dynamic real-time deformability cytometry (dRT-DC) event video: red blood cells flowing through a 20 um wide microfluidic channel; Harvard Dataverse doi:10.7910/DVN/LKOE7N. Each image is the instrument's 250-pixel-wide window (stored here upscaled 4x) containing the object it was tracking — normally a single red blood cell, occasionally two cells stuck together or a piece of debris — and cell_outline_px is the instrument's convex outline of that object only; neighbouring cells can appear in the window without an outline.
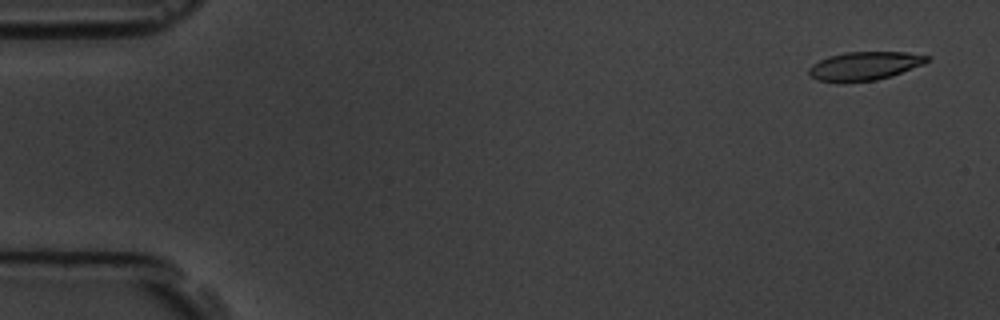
{"species": "common noctule bat (a hibernating species)", "species_latin": "Nyctalus noctula", "temperature_condition": "room temperature", "stored_images_in_passage": 5, "camera_frame_rate_fps": 3000, "um_per_image_px": 0.085, "animal": {"sex": "male", "body_mass_g": 19.5, "forearm_length_mm": 54.6}, "frame": {"image": 1, "passage_image": 1, "time_ms": 0.0, "image_size_px": [1000, 320], "cell_outline_px": [[932, 56], [924, 64], [892, 76], [876, 80], [840, 84], [816, 80], [808, 76], [808, 68], [812, 64], [828, 56], [844, 52], [904, 52]], "centroid_in_image_um": [73.43, 5.63], "position_along_channel_um": 11.6, "area_um2": 20.17}}
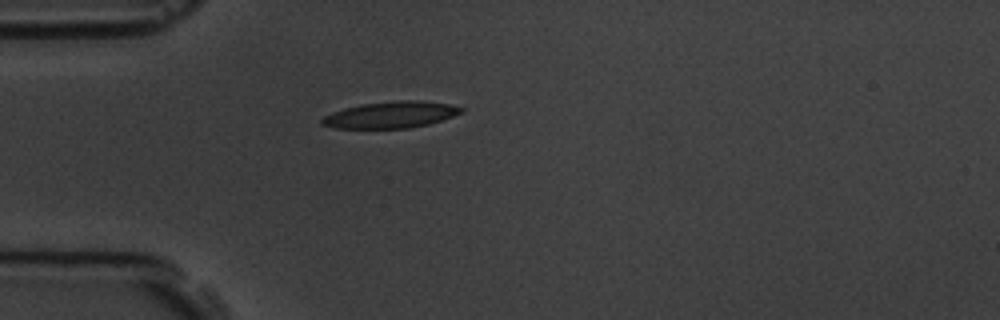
{"frame": {"image": 2, "passage_image": 4, "time_ms": 4.333, "image_size_px": [1000, 320], "cell_outline_px": [[464, 112], [428, 124], [408, 128], [336, 128], [320, 124], [320, 120], [324, 116], [332, 112], [344, 108], [360, 104], [400, 100], [420, 100], [448, 104], [464, 108]], "centroid_in_image_um": [33.19, 9.75], "position_along_channel_um": 51.8, "area_um2": 21.44}}